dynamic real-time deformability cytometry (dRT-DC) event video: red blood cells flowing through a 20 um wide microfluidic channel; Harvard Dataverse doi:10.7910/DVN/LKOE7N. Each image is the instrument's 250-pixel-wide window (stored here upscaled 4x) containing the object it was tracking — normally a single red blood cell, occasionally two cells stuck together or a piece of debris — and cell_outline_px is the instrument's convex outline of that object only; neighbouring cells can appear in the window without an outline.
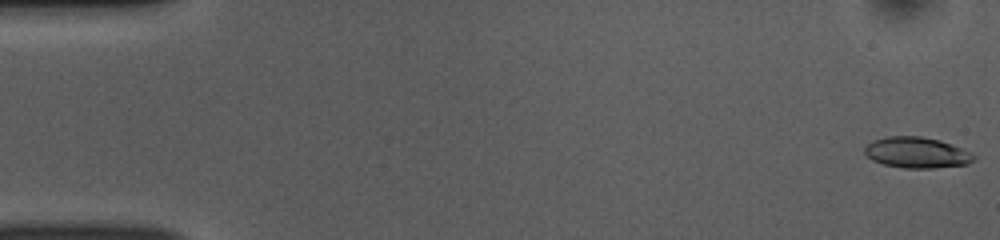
{"species": "common noctule bat (a hibernating species)", "species_latin": "Nyctalus noctula", "temperature_condition": "room temperature", "stored_images_in_passage": 46, "camera_frame_rate_fps": 3000, "um_per_image_px": 0.085, "animal": {"sex": "female", "body_mass_g": 10.0, "forearm_length_mm": 53.1}, "frame": {"image": 1, "passage_image": 1, "time_ms": 0.0, "image_size_px": [1000, 240], "cell_outline_px": [[976, 160], [968, 164], [932, 168], [904, 168], [884, 164], [872, 160], [864, 152], [864, 148], [872, 140], [888, 136], [920, 136], [940, 140], [972, 152], [976, 156]], "centroid_in_image_um": [77.95, 12.97], "position_along_channel_um": 7.1, "area_um2": 19.71}}
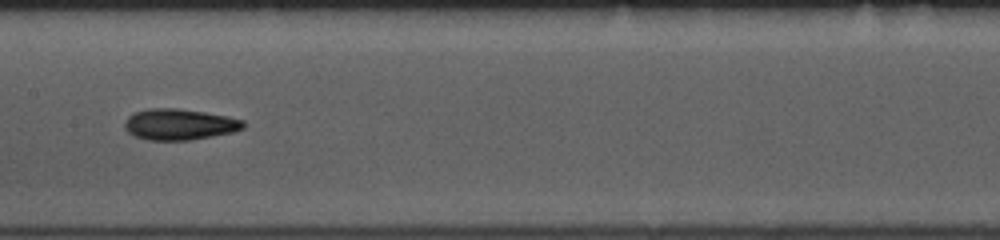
{"frame": {"image": 2, "passage_image": 26, "time_ms": 8.333, "image_size_px": [1000, 240], "cell_outline_px": [[244, 128], [232, 132], [212, 136], [188, 140], [148, 140], [136, 136], [128, 132], [124, 128], [124, 124], [128, 116], [136, 112], [148, 108], [176, 108], [204, 112], [228, 116], [244, 120]], "centroid_in_image_um": [15.25, 10.57], "position_along_channel_um": 192.2, "area_um2": 21.39}}
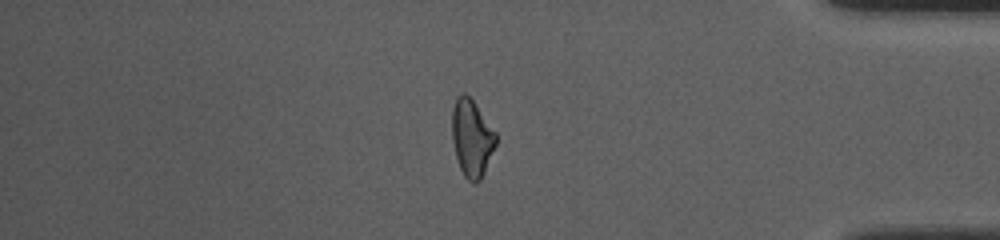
{"frame": {"image": 3, "passage_image": 44, "time_ms": 14.333, "image_size_px": [1000, 240], "cell_outline_px": [[496, 144], [484, 172], [480, 180], [472, 184], [464, 176], [460, 168], [456, 156], [452, 140], [452, 108], [456, 96], [460, 92], [464, 92], [472, 100], [496, 132]], "centroid_in_image_um": [40.08, 11.72], "position_along_channel_um": 395.1, "area_um2": 19.65}}